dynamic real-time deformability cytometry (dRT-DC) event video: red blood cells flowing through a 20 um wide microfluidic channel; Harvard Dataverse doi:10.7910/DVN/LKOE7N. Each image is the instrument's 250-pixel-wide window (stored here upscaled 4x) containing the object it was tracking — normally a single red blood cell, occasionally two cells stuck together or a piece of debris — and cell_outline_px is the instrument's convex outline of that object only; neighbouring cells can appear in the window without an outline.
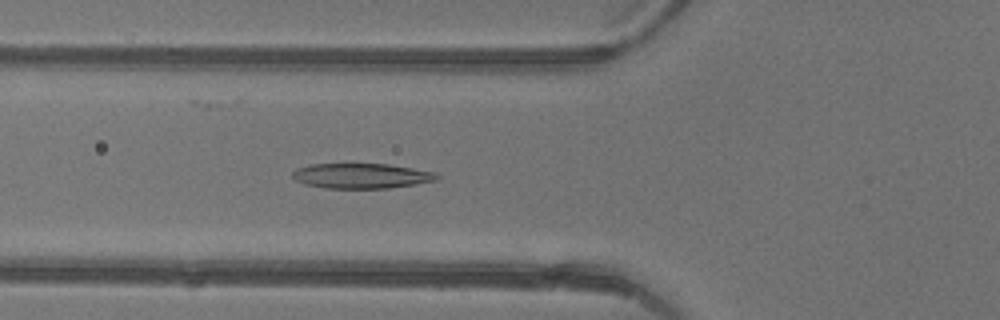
{"species": "common noctule bat (a hibernating species)", "species_latin": "Nyctalus noctula", "temperature_condition": "warm", "stored_images_in_passage": 46, "camera_frame_rate_fps": 3000, "um_per_image_px": 0.085, "animal": {"sex": "female"}, "frame": {"image": 1, "passage_image": 17, "time_ms": 5.333, "image_size_px": [1000, 320], "cell_outline_px": [[440, 176], [436, 180], [416, 184], [388, 188], [324, 188], [304, 184], [296, 180], [292, 176], [292, 172], [296, 168], [312, 164], [388, 164], [436, 172]], "centroid_in_image_um": [30.71, 14.95], "position_along_channel_um": 95.1, "area_um2": 21.1}}
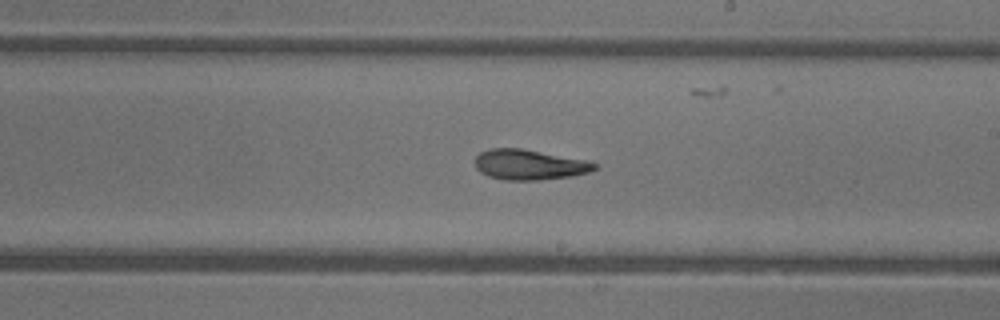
{"frame": {"image": 2, "passage_image": 27, "time_ms": 8.667, "image_size_px": [1000, 320], "cell_outline_px": [[596, 168], [588, 172], [572, 176], [540, 180], [504, 180], [488, 176], [480, 172], [476, 168], [476, 156], [480, 152], [488, 148], [520, 148], [584, 160], [596, 164]], "centroid_in_image_um": [44.93, 14.0], "position_along_channel_um": 244.1, "area_um2": 20.87}}
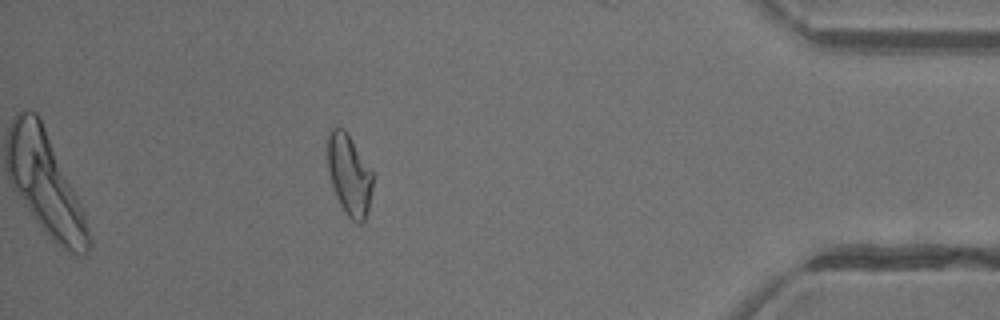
{"frame": {"image": 3, "passage_image": 41, "time_ms": 13.333, "image_size_px": [1000, 320], "cell_outline_px": [[372, 184], [368, 208], [364, 224], [360, 224], [352, 220], [344, 212], [336, 196], [328, 172], [324, 148], [324, 140], [328, 128], [344, 128], [348, 132], [372, 168]], "centroid_in_image_um": [29.62, 14.75], "position_along_channel_um": 405.6, "area_um2": 22.31}, "authors_computed_cell_mechanics": {"area_um2": 21.8484, "velocity_mm_per_s": 4.4588, "shape_relaxation_time_tau1_ms": 6.7828, "shape_relaxation_time_tau2_ms": 2.5746, "deformation_change_tau1": 0.2394, "deformation_change_tau2": 0.1078}}